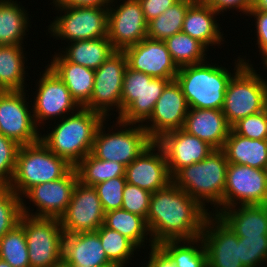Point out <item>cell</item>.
Instances as JSON below:
<instances>
[{"mask_svg":"<svg viewBox=\"0 0 267 267\" xmlns=\"http://www.w3.org/2000/svg\"><path fill=\"white\" fill-rule=\"evenodd\" d=\"M211 214L184 190L170 182L151 195L146 217L151 236L150 247L167 240L201 237L205 222Z\"/></svg>","mask_w":267,"mask_h":267,"instance_id":"6da1fadb","label":"cell"},{"mask_svg":"<svg viewBox=\"0 0 267 267\" xmlns=\"http://www.w3.org/2000/svg\"><path fill=\"white\" fill-rule=\"evenodd\" d=\"M61 120L48 135L41 134L40 140L50 151L75 167L91 153L96 131L106 119L100 113L80 107Z\"/></svg>","mask_w":267,"mask_h":267,"instance_id":"7a4b0ae2","label":"cell"},{"mask_svg":"<svg viewBox=\"0 0 267 267\" xmlns=\"http://www.w3.org/2000/svg\"><path fill=\"white\" fill-rule=\"evenodd\" d=\"M227 168L224 151L215 149L204 160L179 169L172 176V182L204 208L207 202L220 208H215L214 215H218L223 210Z\"/></svg>","mask_w":267,"mask_h":267,"instance_id":"3957f363","label":"cell"},{"mask_svg":"<svg viewBox=\"0 0 267 267\" xmlns=\"http://www.w3.org/2000/svg\"><path fill=\"white\" fill-rule=\"evenodd\" d=\"M216 65V66H215ZM207 61L179 67L176 81L190 108L222 109L225 92L234 74Z\"/></svg>","mask_w":267,"mask_h":267,"instance_id":"277c9868","label":"cell"},{"mask_svg":"<svg viewBox=\"0 0 267 267\" xmlns=\"http://www.w3.org/2000/svg\"><path fill=\"white\" fill-rule=\"evenodd\" d=\"M73 168L66 159L50 151L41 140L21 145L9 187L23 200V195L33 186L58 180Z\"/></svg>","mask_w":267,"mask_h":267,"instance_id":"5b68a950","label":"cell"},{"mask_svg":"<svg viewBox=\"0 0 267 267\" xmlns=\"http://www.w3.org/2000/svg\"><path fill=\"white\" fill-rule=\"evenodd\" d=\"M235 64V73L228 84L222 107L230 126L239 119L263 111L267 91V80L256 73L249 60L246 62V59L238 57Z\"/></svg>","mask_w":267,"mask_h":267,"instance_id":"8992f818","label":"cell"},{"mask_svg":"<svg viewBox=\"0 0 267 267\" xmlns=\"http://www.w3.org/2000/svg\"><path fill=\"white\" fill-rule=\"evenodd\" d=\"M31 267H60L64 231L57 218H40L22 214Z\"/></svg>","mask_w":267,"mask_h":267,"instance_id":"52a82bcc","label":"cell"},{"mask_svg":"<svg viewBox=\"0 0 267 267\" xmlns=\"http://www.w3.org/2000/svg\"><path fill=\"white\" fill-rule=\"evenodd\" d=\"M104 122L105 120L96 131L91 150V154L98 159L115 161L126 167L153 142L141 124L136 127L137 124L117 120V124L122 128L106 134Z\"/></svg>","mask_w":267,"mask_h":267,"instance_id":"ba28073f","label":"cell"},{"mask_svg":"<svg viewBox=\"0 0 267 267\" xmlns=\"http://www.w3.org/2000/svg\"><path fill=\"white\" fill-rule=\"evenodd\" d=\"M64 14L56 16L48 31L70 42L107 37L108 7L59 6Z\"/></svg>","mask_w":267,"mask_h":267,"instance_id":"9c48e42d","label":"cell"},{"mask_svg":"<svg viewBox=\"0 0 267 267\" xmlns=\"http://www.w3.org/2000/svg\"><path fill=\"white\" fill-rule=\"evenodd\" d=\"M126 68L125 53L116 50L95 70L92 96L84 107L100 113L105 119L110 116L107 114L110 110L117 108L115 111L118 110L119 117L121 115L123 77Z\"/></svg>","mask_w":267,"mask_h":267,"instance_id":"30bf717a","label":"cell"},{"mask_svg":"<svg viewBox=\"0 0 267 267\" xmlns=\"http://www.w3.org/2000/svg\"><path fill=\"white\" fill-rule=\"evenodd\" d=\"M239 205L267 204V172L264 169L228 163L223 210Z\"/></svg>","mask_w":267,"mask_h":267,"instance_id":"8fae6325","label":"cell"},{"mask_svg":"<svg viewBox=\"0 0 267 267\" xmlns=\"http://www.w3.org/2000/svg\"><path fill=\"white\" fill-rule=\"evenodd\" d=\"M24 91H0V133L20 146L37 143L41 136Z\"/></svg>","mask_w":267,"mask_h":267,"instance_id":"7c38bea8","label":"cell"},{"mask_svg":"<svg viewBox=\"0 0 267 267\" xmlns=\"http://www.w3.org/2000/svg\"><path fill=\"white\" fill-rule=\"evenodd\" d=\"M104 216L105 212L94 186L78 181L71 201L59 221L64 234L95 232L103 224Z\"/></svg>","mask_w":267,"mask_h":267,"instance_id":"4fadbf2b","label":"cell"},{"mask_svg":"<svg viewBox=\"0 0 267 267\" xmlns=\"http://www.w3.org/2000/svg\"><path fill=\"white\" fill-rule=\"evenodd\" d=\"M46 67L38 81L32 106L34 121L36 126L39 125L38 127L46 120L56 119L57 116L62 119L65 114L69 116L80 108L60 77L48 65Z\"/></svg>","mask_w":267,"mask_h":267,"instance_id":"5bb4252c","label":"cell"},{"mask_svg":"<svg viewBox=\"0 0 267 267\" xmlns=\"http://www.w3.org/2000/svg\"><path fill=\"white\" fill-rule=\"evenodd\" d=\"M78 182L76 169L73 168L66 176L51 182L38 184L30 188L24 198L35 204L37 211L32 213L22 200V214L40 218L59 219L65 212L75 185ZM32 213V214H31Z\"/></svg>","mask_w":267,"mask_h":267,"instance_id":"9a60e30c","label":"cell"},{"mask_svg":"<svg viewBox=\"0 0 267 267\" xmlns=\"http://www.w3.org/2000/svg\"><path fill=\"white\" fill-rule=\"evenodd\" d=\"M189 107L182 88L176 79L170 81L158 98L151 116L143 125L152 141H157L165 133L183 129ZM151 124V125H150Z\"/></svg>","mask_w":267,"mask_h":267,"instance_id":"2e32d148","label":"cell"},{"mask_svg":"<svg viewBox=\"0 0 267 267\" xmlns=\"http://www.w3.org/2000/svg\"><path fill=\"white\" fill-rule=\"evenodd\" d=\"M115 8L108 6L107 35L115 50L123 51L147 38L148 23L138 0H124Z\"/></svg>","mask_w":267,"mask_h":267,"instance_id":"e0dca14e","label":"cell"},{"mask_svg":"<svg viewBox=\"0 0 267 267\" xmlns=\"http://www.w3.org/2000/svg\"><path fill=\"white\" fill-rule=\"evenodd\" d=\"M127 66L153 78L174 80L179 67L173 61L164 41L144 38L123 50Z\"/></svg>","mask_w":267,"mask_h":267,"instance_id":"ac0fdd59","label":"cell"},{"mask_svg":"<svg viewBox=\"0 0 267 267\" xmlns=\"http://www.w3.org/2000/svg\"><path fill=\"white\" fill-rule=\"evenodd\" d=\"M157 152H154V151ZM126 182L150 193L165 188L172 177L162 147L153 141L125 170Z\"/></svg>","mask_w":267,"mask_h":267,"instance_id":"d6986e66","label":"cell"},{"mask_svg":"<svg viewBox=\"0 0 267 267\" xmlns=\"http://www.w3.org/2000/svg\"><path fill=\"white\" fill-rule=\"evenodd\" d=\"M201 238L208 267H244L239 258L238 236L214 213L206 220Z\"/></svg>","mask_w":267,"mask_h":267,"instance_id":"ffe728a7","label":"cell"},{"mask_svg":"<svg viewBox=\"0 0 267 267\" xmlns=\"http://www.w3.org/2000/svg\"><path fill=\"white\" fill-rule=\"evenodd\" d=\"M163 149L170 176L179 169L204 160L213 150L207 142L183 129L165 133L156 141Z\"/></svg>","mask_w":267,"mask_h":267,"instance_id":"44dd1931","label":"cell"},{"mask_svg":"<svg viewBox=\"0 0 267 267\" xmlns=\"http://www.w3.org/2000/svg\"><path fill=\"white\" fill-rule=\"evenodd\" d=\"M62 262L86 267H115L106 256L97 231L64 234Z\"/></svg>","mask_w":267,"mask_h":267,"instance_id":"7402d4cb","label":"cell"},{"mask_svg":"<svg viewBox=\"0 0 267 267\" xmlns=\"http://www.w3.org/2000/svg\"><path fill=\"white\" fill-rule=\"evenodd\" d=\"M183 130L207 142L214 149H222L231 126L227 123L222 109L190 108Z\"/></svg>","mask_w":267,"mask_h":267,"instance_id":"603a6c76","label":"cell"},{"mask_svg":"<svg viewBox=\"0 0 267 267\" xmlns=\"http://www.w3.org/2000/svg\"><path fill=\"white\" fill-rule=\"evenodd\" d=\"M219 15L203 0H196L187 10L183 21L182 30L192 38L199 40L207 48L212 45L222 44L219 23H216V15ZM215 16V17H214Z\"/></svg>","mask_w":267,"mask_h":267,"instance_id":"cb8c5ba5","label":"cell"},{"mask_svg":"<svg viewBox=\"0 0 267 267\" xmlns=\"http://www.w3.org/2000/svg\"><path fill=\"white\" fill-rule=\"evenodd\" d=\"M64 82L72 98L84 107L92 96L95 70L65 60L60 53L48 65Z\"/></svg>","mask_w":267,"mask_h":267,"instance_id":"d4e9b609","label":"cell"},{"mask_svg":"<svg viewBox=\"0 0 267 267\" xmlns=\"http://www.w3.org/2000/svg\"><path fill=\"white\" fill-rule=\"evenodd\" d=\"M238 206L226 208L217 216L238 237L267 236V204Z\"/></svg>","mask_w":267,"mask_h":267,"instance_id":"484cf974","label":"cell"},{"mask_svg":"<svg viewBox=\"0 0 267 267\" xmlns=\"http://www.w3.org/2000/svg\"><path fill=\"white\" fill-rule=\"evenodd\" d=\"M222 150L228 163L267 168V139L246 138L231 129Z\"/></svg>","mask_w":267,"mask_h":267,"instance_id":"4316f807","label":"cell"},{"mask_svg":"<svg viewBox=\"0 0 267 267\" xmlns=\"http://www.w3.org/2000/svg\"><path fill=\"white\" fill-rule=\"evenodd\" d=\"M169 79L153 78L143 73L142 95L137 98L117 117L124 123L142 125L150 116L158 98L163 93Z\"/></svg>","mask_w":267,"mask_h":267,"instance_id":"83f0119b","label":"cell"},{"mask_svg":"<svg viewBox=\"0 0 267 267\" xmlns=\"http://www.w3.org/2000/svg\"><path fill=\"white\" fill-rule=\"evenodd\" d=\"M61 56L72 63L96 70L116 50L108 37L71 42Z\"/></svg>","mask_w":267,"mask_h":267,"instance_id":"f1b7e54d","label":"cell"},{"mask_svg":"<svg viewBox=\"0 0 267 267\" xmlns=\"http://www.w3.org/2000/svg\"><path fill=\"white\" fill-rule=\"evenodd\" d=\"M26 12L17 1L0 0V46L22 45L29 25Z\"/></svg>","mask_w":267,"mask_h":267,"instance_id":"f546056e","label":"cell"},{"mask_svg":"<svg viewBox=\"0 0 267 267\" xmlns=\"http://www.w3.org/2000/svg\"><path fill=\"white\" fill-rule=\"evenodd\" d=\"M23 45L0 46V91H23L25 58Z\"/></svg>","mask_w":267,"mask_h":267,"instance_id":"4dcf8cb0","label":"cell"},{"mask_svg":"<svg viewBox=\"0 0 267 267\" xmlns=\"http://www.w3.org/2000/svg\"><path fill=\"white\" fill-rule=\"evenodd\" d=\"M103 225L118 231L139 248L143 247L146 235L150 236L146 219L122 208L105 212Z\"/></svg>","mask_w":267,"mask_h":267,"instance_id":"1f68e13d","label":"cell"},{"mask_svg":"<svg viewBox=\"0 0 267 267\" xmlns=\"http://www.w3.org/2000/svg\"><path fill=\"white\" fill-rule=\"evenodd\" d=\"M158 245L170 256L177 267H208L207 251L201 237L191 240H167Z\"/></svg>","mask_w":267,"mask_h":267,"instance_id":"d6a6232c","label":"cell"},{"mask_svg":"<svg viewBox=\"0 0 267 267\" xmlns=\"http://www.w3.org/2000/svg\"><path fill=\"white\" fill-rule=\"evenodd\" d=\"M78 181L84 185L95 186L106 180L125 176L126 167L120 163L102 160L87 154L75 167Z\"/></svg>","mask_w":267,"mask_h":267,"instance_id":"836d02e7","label":"cell"},{"mask_svg":"<svg viewBox=\"0 0 267 267\" xmlns=\"http://www.w3.org/2000/svg\"><path fill=\"white\" fill-rule=\"evenodd\" d=\"M196 0H179L164 13L147 24V37L164 41L182 30L183 21L188 8Z\"/></svg>","mask_w":267,"mask_h":267,"instance_id":"e575fe53","label":"cell"},{"mask_svg":"<svg viewBox=\"0 0 267 267\" xmlns=\"http://www.w3.org/2000/svg\"><path fill=\"white\" fill-rule=\"evenodd\" d=\"M173 61L178 67L203 63L207 59V47L183 31L164 40ZM206 55V56H205Z\"/></svg>","mask_w":267,"mask_h":267,"instance_id":"d590c367","label":"cell"},{"mask_svg":"<svg viewBox=\"0 0 267 267\" xmlns=\"http://www.w3.org/2000/svg\"><path fill=\"white\" fill-rule=\"evenodd\" d=\"M96 231L108 260L115 267H125L138 247L118 231L111 230L103 224Z\"/></svg>","mask_w":267,"mask_h":267,"instance_id":"8d00e7d4","label":"cell"},{"mask_svg":"<svg viewBox=\"0 0 267 267\" xmlns=\"http://www.w3.org/2000/svg\"><path fill=\"white\" fill-rule=\"evenodd\" d=\"M0 259L12 267H31L25 231L20 224L0 238Z\"/></svg>","mask_w":267,"mask_h":267,"instance_id":"74e56055","label":"cell"},{"mask_svg":"<svg viewBox=\"0 0 267 267\" xmlns=\"http://www.w3.org/2000/svg\"><path fill=\"white\" fill-rule=\"evenodd\" d=\"M22 199L9 187L0 186V238L19 224Z\"/></svg>","mask_w":267,"mask_h":267,"instance_id":"f35d334b","label":"cell"},{"mask_svg":"<svg viewBox=\"0 0 267 267\" xmlns=\"http://www.w3.org/2000/svg\"><path fill=\"white\" fill-rule=\"evenodd\" d=\"M239 238V258L244 267H260L267 262V236Z\"/></svg>","mask_w":267,"mask_h":267,"instance_id":"ab89813d","label":"cell"},{"mask_svg":"<svg viewBox=\"0 0 267 267\" xmlns=\"http://www.w3.org/2000/svg\"><path fill=\"white\" fill-rule=\"evenodd\" d=\"M126 183V177L119 176L94 186L104 212L122 208L123 190Z\"/></svg>","mask_w":267,"mask_h":267,"instance_id":"60d3db41","label":"cell"},{"mask_svg":"<svg viewBox=\"0 0 267 267\" xmlns=\"http://www.w3.org/2000/svg\"><path fill=\"white\" fill-rule=\"evenodd\" d=\"M19 148L16 141L0 133V186L11 184Z\"/></svg>","mask_w":267,"mask_h":267,"instance_id":"b9f144b4","label":"cell"},{"mask_svg":"<svg viewBox=\"0 0 267 267\" xmlns=\"http://www.w3.org/2000/svg\"><path fill=\"white\" fill-rule=\"evenodd\" d=\"M231 129L238 135L250 139H267V115L260 111L250 116L239 119L231 126Z\"/></svg>","mask_w":267,"mask_h":267,"instance_id":"7bdbcfd3","label":"cell"},{"mask_svg":"<svg viewBox=\"0 0 267 267\" xmlns=\"http://www.w3.org/2000/svg\"><path fill=\"white\" fill-rule=\"evenodd\" d=\"M152 193L136 185L126 183L123 190L122 209L146 219Z\"/></svg>","mask_w":267,"mask_h":267,"instance_id":"ee69618b","label":"cell"},{"mask_svg":"<svg viewBox=\"0 0 267 267\" xmlns=\"http://www.w3.org/2000/svg\"><path fill=\"white\" fill-rule=\"evenodd\" d=\"M143 72L130 69L128 66L123 77L121 95V114L137 98L142 95Z\"/></svg>","mask_w":267,"mask_h":267,"instance_id":"f6af8a7d","label":"cell"},{"mask_svg":"<svg viewBox=\"0 0 267 267\" xmlns=\"http://www.w3.org/2000/svg\"><path fill=\"white\" fill-rule=\"evenodd\" d=\"M247 15L256 18L257 44L260 50L259 52L264 56L267 53V11L249 10Z\"/></svg>","mask_w":267,"mask_h":267,"instance_id":"bcb514c9","label":"cell"},{"mask_svg":"<svg viewBox=\"0 0 267 267\" xmlns=\"http://www.w3.org/2000/svg\"><path fill=\"white\" fill-rule=\"evenodd\" d=\"M141 4L146 22L158 17L169 7L173 6L179 0H138Z\"/></svg>","mask_w":267,"mask_h":267,"instance_id":"7dc6e473","label":"cell"},{"mask_svg":"<svg viewBox=\"0 0 267 267\" xmlns=\"http://www.w3.org/2000/svg\"><path fill=\"white\" fill-rule=\"evenodd\" d=\"M212 7L216 12L220 13L229 9L236 8L245 15L252 8L254 0H203ZM227 9V10H226Z\"/></svg>","mask_w":267,"mask_h":267,"instance_id":"c3c4849f","label":"cell"},{"mask_svg":"<svg viewBox=\"0 0 267 267\" xmlns=\"http://www.w3.org/2000/svg\"><path fill=\"white\" fill-rule=\"evenodd\" d=\"M149 263L153 267H177L170 256L158 245L155 244L150 247Z\"/></svg>","mask_w":267,"mask_h":267,"instance_id":"681fc988","label":"cell"},{"mask_svg":"<svg viewBox=\"0 0 267 267\" xmlns=\"http://www.w3.org/2000/svg\"><path fill=\"white\" fill-rule=\"evenodd\" d=\"M114 0H53L56 7L59 6H89V7H108Z\"/></svg>","mask_w":267,"mask_h":267,"instance_id":"f907efd6","label":"cell"},{"mask_svg":"<svg viewBox=\"0 0 267 267\" xmlns=\"http://www.w3.org/2000/svg\"><path fill=\"white\" fill-rule=\"evenodd\" d=\"M250 10L267 11V0H254Z\"/></svg>","mask_w":267,"mask_h":267,"instance_id":"816d5d0a","label":"cell"},{"mask_svg":"<svg viewBox=\"0 0 267 267\" xmlns=\"http://www.w3.org/2000/svg\"><path fill=\"white\" fill-rule=\"evenodd\" d=\"M60 267H86V266H79V265L67 264L66 262H62Z\"/></svg>","mask_w":267,"mask_h":267,"instance_id":"f5cc1de1","label":"cell"},{"mask_svg":"<svg viewBox=\"0 0 267 267\" xmlns=\"http://www.w3.org/2000/svg\"><path fill=\"white\" fill-rule=\"evenodd\" d=\"M0 267H12V266L6 261L0 259Z\"/></svg>","mask_w":267,"mask_h":267,"instance_id":"db71d44e","label":"cell"},{"mask_svg":"<svg viewBox=\"0 0 267 267\" xmlns=\"http://www.w3.org/2000/svg\"><path fill=\"white\" fill-rule=\"evenodd\" d=\"M264 111L266 112V115H267V91H266L265 98H264Z\"/></svg>","mask_w":267,"mask_h":267,"instance_id":"11a10c76","label":"cell"},{"mask_svg":"<svg viewBox=\"0 0 267 267\" xmlns=\"http://www.w3.org/2000/svg\"><path fill=\"white\" fill-rule=\"evenodd\" d=\"M264 58L263 59V64L266 66V69H267V53L263 56Z\"/></svg>","mask_w":267,"mask_h":267,"instance_id":"9f6ffc18","label":"cell"},{"mask_svg":"<svg viewBox=\"0 0 267 267\" xmlns=\"http://www.w3.org/2000/svg\"><path fill=\"white\" fill-rule=\"evenodd\" d=\"M146 267H153V266L148 262Z\"/></svg>","mask_w":267,"mask_h":267,"instance_id":"6f0895ef","label":"cell"}]
</instances>
